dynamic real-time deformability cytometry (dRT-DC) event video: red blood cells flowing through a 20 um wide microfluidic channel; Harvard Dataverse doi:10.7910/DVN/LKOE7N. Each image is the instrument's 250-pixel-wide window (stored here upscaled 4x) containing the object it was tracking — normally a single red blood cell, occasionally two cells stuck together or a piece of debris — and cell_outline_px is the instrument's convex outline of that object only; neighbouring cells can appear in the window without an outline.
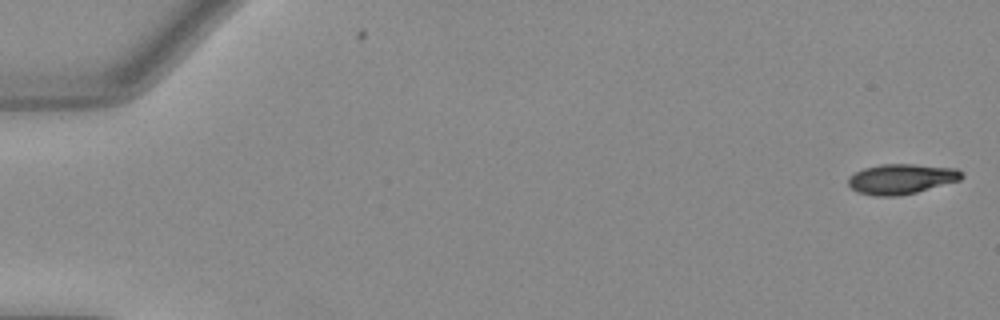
{"species": "Egyptian fruit bat (a non-hibernating species)", "species_latin": "Rousettus aegyptiacus", "temperature_condition": "warm", "stored_images_in_passage": 52, "camera_frame_rate_fps": 3000, "um_per_image_px": 0.085, "animal": {"sex": "female"}, "frame": {"image": 1, "passage_image": 1, "time_ms": 0.0, "image_size_px": [1000, 320], "cell_outline_px": [[964, 176], [960, 180], [916, 192], [896, 196], [876, 196], [856, 192], [848, 184], [848, 176], [864, 168], [880, 164], [912, 164], [956, 168], [964, 172]], "centroid_in_image_um": [76.61, 15.2], "position_along_channel_um": 8.4, "area_um2": 19.94}}
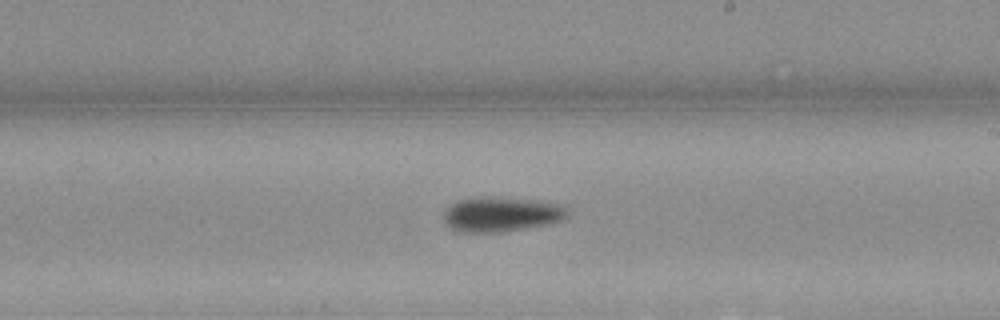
{"frame": {"image": 2, "passage_image": 31, "time_ms": 10.0, "image_size_px": [1000, 320], "cell_outline_px": [[568, 212], [560, 220], [548, 224], [504, 232], [456, 232], [448, 228], [444, 224], [444, 212], [456, 200], [488, 196], [540, 200], [564, 204]], "centroid_in_image_um": [42.58, 18.21], "position_along_channel_um": 246.4, "area_um2": 25.43}}
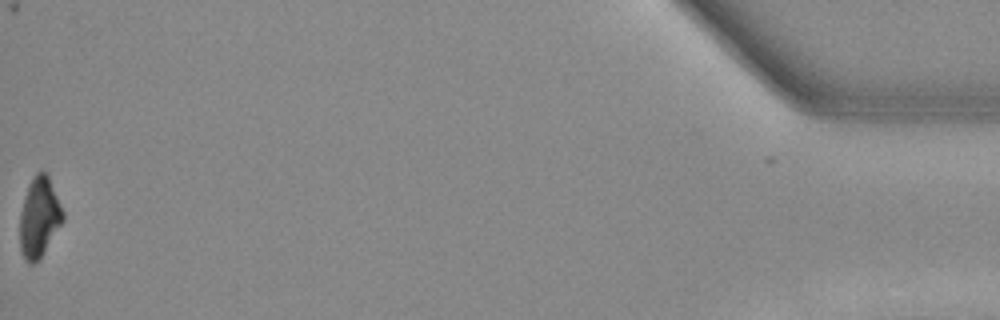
{"frame": {"image": 3, "passage_image": 52, "time_ms": 17.0, "image_size_px": [1000, 320], "cell_outline_px": [[64, 220], [44, 252], [32, 264], [28, 264], [24, 260], [20, 248], [20, 212], [24, 196], [28, 184], [36, 172], [44, 172], [48, 176], [64, 212]], "centroid_in_image_um": [3.32, 18.47], "position_along_channel_um": 431.9, "area_um2": 19.94}, "authors_computed_cell_mechanics": {"area_um2": 21.8773, "velocity_mm_per_s": 4.003, "shape_relaxation_time_tau1_ms": 2.3067, "shape_relaxation_time_tau2_ms": null, "deformation_change_tau1": 0.1567, "deformation_change_tau2": null}}